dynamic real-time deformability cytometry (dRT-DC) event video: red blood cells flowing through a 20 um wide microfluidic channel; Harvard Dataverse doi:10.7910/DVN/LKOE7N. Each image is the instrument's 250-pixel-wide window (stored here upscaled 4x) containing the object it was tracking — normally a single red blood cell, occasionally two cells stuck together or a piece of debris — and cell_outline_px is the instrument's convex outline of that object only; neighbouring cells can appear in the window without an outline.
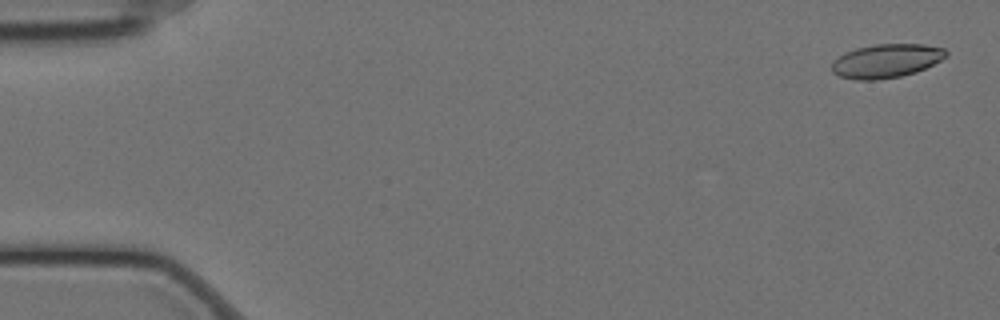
{"species": "Egyptian fruit bat (a non-hibernating species)", "species_latin": "Rousettus aegyptiacus", "temperature_condition": "cold", "stored_images_in_passage": 58, "camera_frame_rate_fps": 3000, "um_per_image_px": 0.085, "animal": {"sex": "female"}, "frame": {"image": 1, "passage_image": 2, "time_ms": 0.333, "image_size_px": [1000, 320], "cell_outline_px": [[948, 56], [916, 72], [900, 76], [876, 80], [856, 80], [840, 76], [832, 72], [832, 60], [844, 52], [856, 48], [876, 44], [924, 44], [944, 48], [948, 52]], "centroid_in_image_um": [75.31, 5.17], "position_along_channel_um": 9.7, "area_um2": 22.54}}
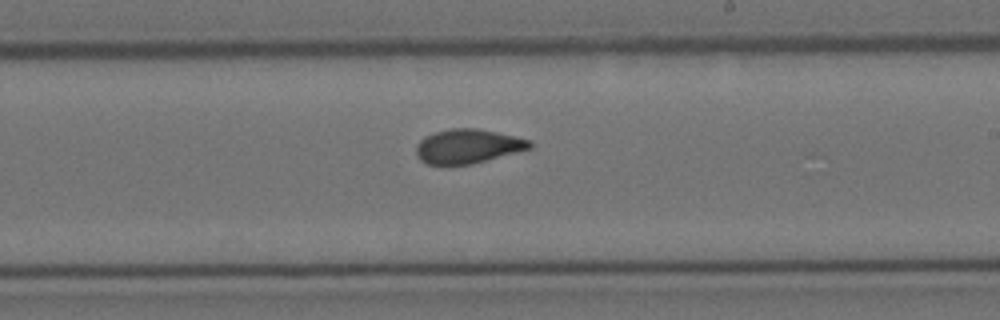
{"frame": {"image": 2, "passage_image": 34, "time_ms": 11.0, "image_size_px": [1000, 320], "cell_outline_px": [[532, 148], [468, 164], [428, 164], [420, 160], [416, 156], [416, 144], [424, 136], [436, 132], [452, 128], [476, 128], [496, 132], [532, 140]], "centroid_in_image_um": [39.74, 12.42], "position_along_channel_um": 249.3, "area_um2": 22.37}}
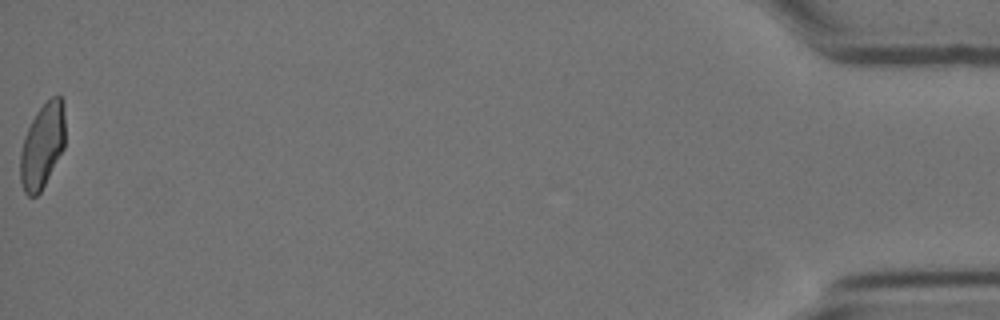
{"frame": {"image": 3, "passage_image": 58, "time_ms": 19.0, "image_size_px": [1000, 320], "cell_outline_px": [[64, 148], [40, 192], [36, 196], [28, 196], [24, 192], [20, 180], [20, 152], [24, 136], [36, 112], [52, 96], [60, 96], [64, 100]], "centroid_in_image_um": [3.59, 12.39], "position_along_channel_um": 431.6, "area_um2": 22.08}, "authors_computed_cell_mechanics": {"area_um2": 22.8599, "velocity_mm_per_s": 3.5118, "shape_relaxation_time_tau1_ms": null, "shape_relaxation_time_tau2_ms": 1.7385, "deformation_change_tau1": null, "deformation_change_tau2": 0.0788}}